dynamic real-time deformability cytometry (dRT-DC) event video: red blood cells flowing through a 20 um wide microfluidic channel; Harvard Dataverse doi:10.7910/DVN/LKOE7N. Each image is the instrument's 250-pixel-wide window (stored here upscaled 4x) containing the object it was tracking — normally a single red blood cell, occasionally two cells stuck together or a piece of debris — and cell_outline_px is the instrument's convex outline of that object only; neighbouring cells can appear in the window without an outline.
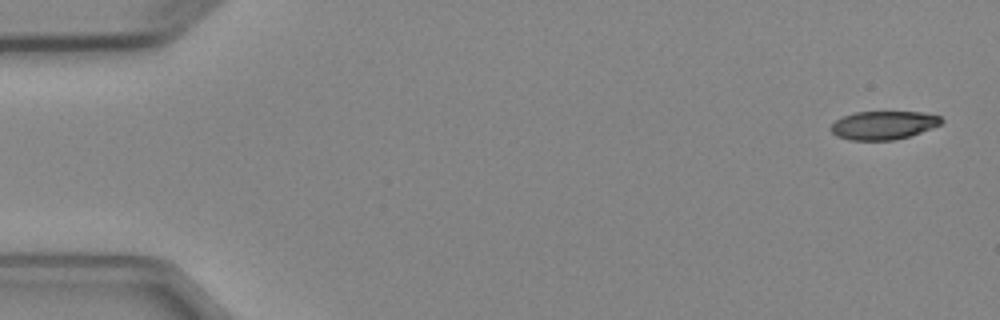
{"species": "Egyptian fruit bat (a non-hibernating species)", "species_latin": "Rousettus aegyptiacus", "temperature_condition": "cold", "stored_images_in_passage": 7, "camera_frame_rate_fps": 3000, "um_per_image_px": 0.085, "animal": {"sex": "female"}, "frame": {"image": 1, "passage_image": 1, "time_ms": 0.0, "image_size_px": [1000, 320], "cell_outline_px": [[944, 120], [940, 124], [932, 128], [908, 136], [892, 140], [848, 140], [836, 136], [828, 128], [836, 120], [844, 116], [856, 112], [924, 112], [940, 116]], "centroid_in_image_um": [75.07, 10.64], "position_along_channel_um": 9.9, "area_um2": 18.26}}